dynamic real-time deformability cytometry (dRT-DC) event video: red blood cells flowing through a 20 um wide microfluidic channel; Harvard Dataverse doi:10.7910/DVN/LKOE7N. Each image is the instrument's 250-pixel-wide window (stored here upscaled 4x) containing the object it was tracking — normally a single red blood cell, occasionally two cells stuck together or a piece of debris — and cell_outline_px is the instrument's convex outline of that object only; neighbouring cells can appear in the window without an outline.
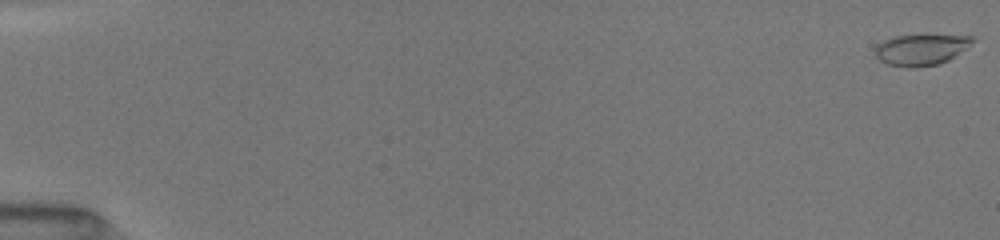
{"species": "common noctule bat (a hibernating species)", "species_latin": "Nyctalus noctula", "temperature_condition": "room temperature", "stored_images_in_passage": 52, "camera_frame_rate_fps": 3000, "um_per_image_px": 0.085, "animal": {"sex": "female", "body_mass_g": 19.5, "forearm_length_mm": 54.1}, "frame": {"image": 1, "passage_image": 1, "time_ms": 0.0, "image_size_px": [1000, 240], "cell_outline_px": [[976, 40], [972, 44], [948, 60], [940, 64], [916, 68], [908, 68], [888, 64], [880, 60], [876, 56], [876, 44], [884, 40], [896, 36], [976, 36]], "centroid_in_image_um": [78.3, 4.24], "position_along_channel_um": 6.7, "area_um2": 17.46}}
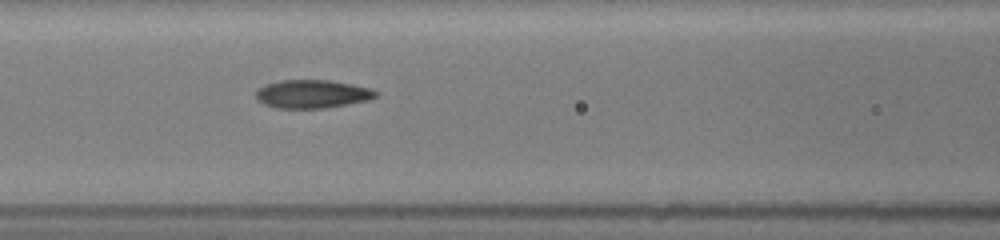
{"frame": {"image": 2, "passage_image": 24, "time_ms": 7.667, "image_size_px": [1000, 240], "cell_outline_px": [[376, 96], [368, 100], [324, 108], [276, 108], [264, 104], [256, 100], [256, 92], [260, 88], [268, 84], [280, 80], [328, 80], [352, 84], [368, 88], [376, 92]], "centroid_in_image_um": [26.5, 7.99], "position_along_channel_um": 140.1, "area_um2": 19.48}}
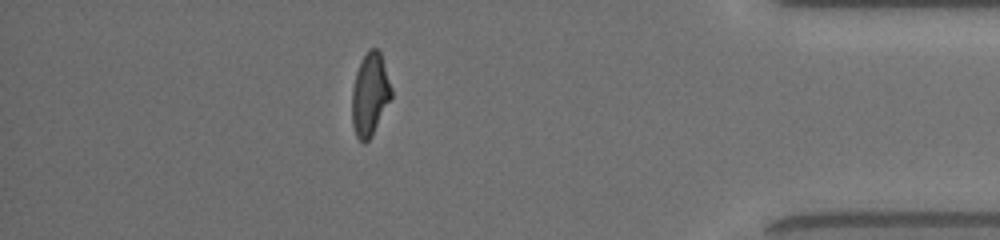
{"frame": {"image": 3, "passage_image": 46, "time_ms": 15.0, "image_size_px": [1000, 240], "cell_outline_px": [[392, 96], [368, 140], [364, 144], [356, 136], [352, 124], [352, 88], [356, 72], [368, 48], [376, 48], [380, 52], [392, 88]], "centroid_in_image_um": [31.43, 8.01], "position_along_channel_um": 403.8, "area_um2": 18.61}, "authors_computed_cell_mechanics": {"area_um2": 19.1607, "velocity_mm_per_s": 4.077, "shape_relaxation_time_tau1_ms": 4.5547, "shape_relaxation_time_tau2_ms": 1.3182, "deformation_change_tau1": 0.2011, "deformation_change_tau2": 0.0786}}